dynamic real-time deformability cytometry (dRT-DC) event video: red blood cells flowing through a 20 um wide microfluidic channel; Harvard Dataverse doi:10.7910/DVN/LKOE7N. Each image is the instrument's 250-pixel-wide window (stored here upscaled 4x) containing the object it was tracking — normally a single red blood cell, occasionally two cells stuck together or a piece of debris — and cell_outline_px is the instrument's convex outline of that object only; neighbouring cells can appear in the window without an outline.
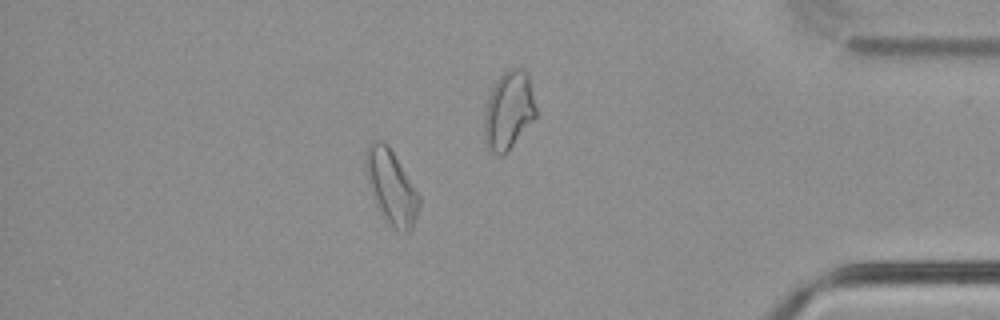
{"species": "common noctule bat (a hibernating species)", "species_latin": "Nyctalus noctula", "temperature_condition": "cold", "stored_images_in_passage": 51, "camera_frame_rate_fps": 3000, "um_per_image_px": 0.085, "animal": {"sex": "male", "body_mass_g": 21.5, "forearm_length_mm": 52.0}, "frame": {"image": 1, "passage_image": 44, "time_ms": 14.333, "image_size_px": [1000, 320], "cell_outline_px": [[420, 204], [412, 228], [408, 232], [404, 232], [392, 228], [384, 220], [372, 196], [364, 168], [364, 156], [368, 144], [372, 140], [384, 140], [388, 144], [420, 196]], "centroid_in_image_um": [33.22, 15.86], "position_along_channel_um": 402.0, "area_um2": 23.29}}